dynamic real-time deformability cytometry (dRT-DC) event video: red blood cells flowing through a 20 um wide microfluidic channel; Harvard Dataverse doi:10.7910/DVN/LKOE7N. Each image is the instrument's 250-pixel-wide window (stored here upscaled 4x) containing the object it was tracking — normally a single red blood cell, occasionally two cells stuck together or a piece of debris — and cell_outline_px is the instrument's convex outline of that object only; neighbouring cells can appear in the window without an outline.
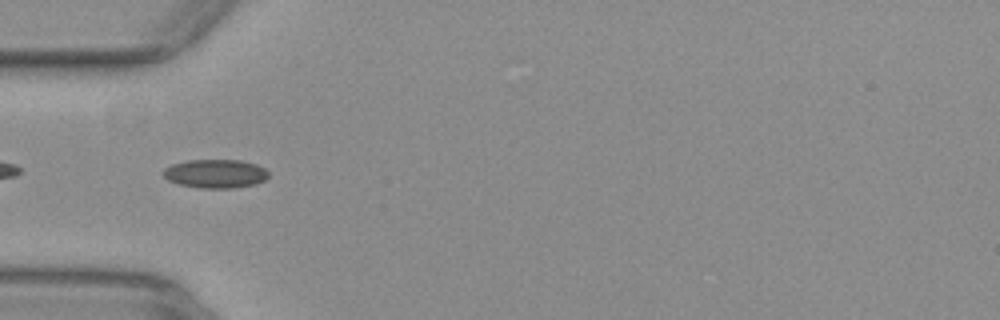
{"species": "common noctule bat (a hibernating species)", "species_latin": "Nyctalus noctula", "temperature_condition": "warm", "stored_images_in_passage": 38, "camera_frame_rate_fps": 3000, "um_per_image_px": 0.085, "animal": {"sex": "female", "body_mass_g": 29.2, "forearm_length_mm": 56.3}, "frame": {"image": 1, "passage_image": 2, "time_ms": 0.333, "image_size_px": [1000, 320], "cell_outline_px": [[268, 176], [264, 180], [256, 184], [232, 188], [200, 188], [180, 184], [168, 180], [164, 176], [164, 168], [172, 164], [188, 160], [240, 160], [256, 164], [264, 168], [268, 172]], "centroid_in_image_um": [18.32, 14.76], "position_along_channel_um": 66.7, "area_um2": 17.51}}
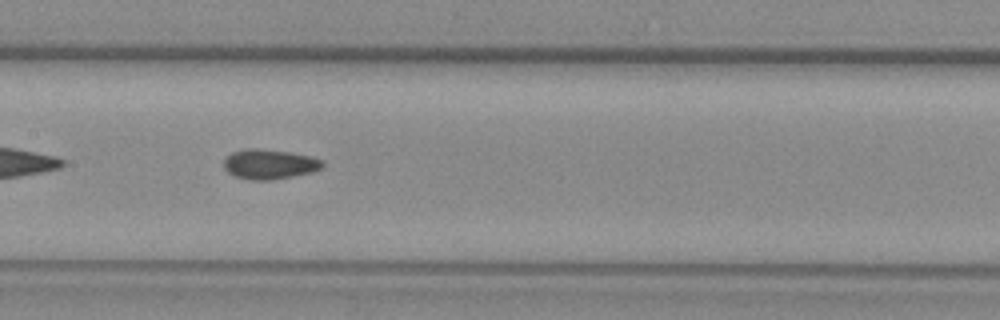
{"frame": {"image": 2, "passage_image": 11, "time_ms": 3.333, "image_size_px": [1000, 320], "cell_outline_px": [[324, 164], [320, 168], [312, 172], [272, 180], [248, 180], [236, 176], [228, 172], [224, 168], [224, 160], [232, 152], [248, 148], [256, 148], [288, 152], [308, 156], [320, 160]], "centroid_in_image_um": [22.86, 13.96], "position_along_channel_um": 184.5, "area_um2": 16.88}}
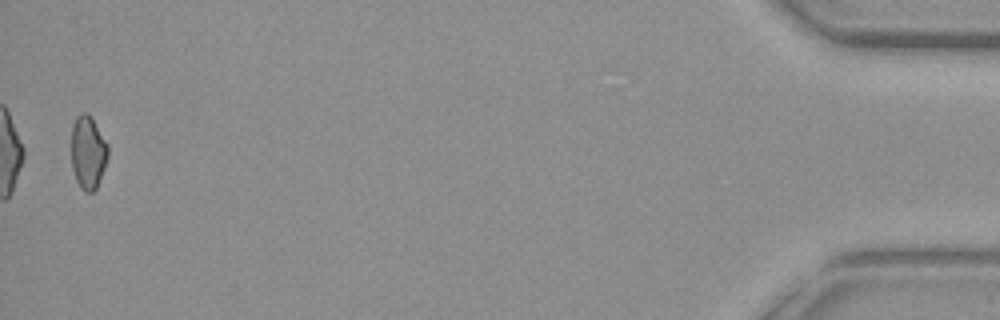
{"frame": {"image": 3, "passage_image": 37, "time_ms": 12.0, "image_size_px": [1000, 320], "cell_outline_px": [[108, 156], [104, 168], [96, 188], [92, 192], [84, 192], [80, 188], [76, 180], [72, 168], [72, 124], [76, 116], [80, 112], [88, 112], [92, 116], [108, 144]], "centroid_in_image_um": [7.48, 12.91], "position_along_channel_um": 427.7, "area_um2": 15.84}, "authors_computed_cell_mechanics": {"area_um2": 16.3863, "velocity_mm_per_s": 3.9232, "shape_relaxation_time_tau1_ms": null, "shape_relaxation_time_tau2_ms": 5.2805, "deformation_change_tau1": null, "deformation_change_tau2": 0.1032}}